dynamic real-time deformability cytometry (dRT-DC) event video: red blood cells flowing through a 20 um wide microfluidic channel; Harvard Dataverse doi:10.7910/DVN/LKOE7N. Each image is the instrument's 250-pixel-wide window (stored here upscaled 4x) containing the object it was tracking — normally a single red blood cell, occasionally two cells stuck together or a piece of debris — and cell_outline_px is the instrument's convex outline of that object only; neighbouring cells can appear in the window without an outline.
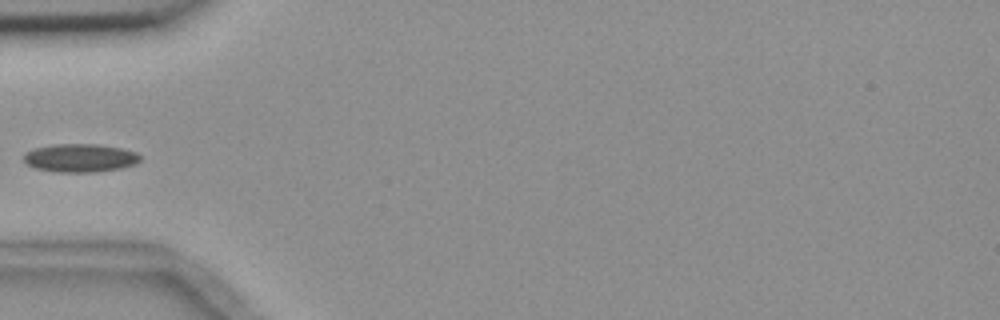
{"species": "common noctule bat (a hibernating species)", "species_latin": "Nyctalus noctula", "temperature_condition": "room temperature", "stored_images_in_passage": 1, "camera_frame_rate_fps": 3000, "um_per_image_px": 0.085, "animal": {"sex": "female", "body_mass_g": 18.4}, "frame": {"image": 1, "passage_image": 1, "time_ms": 0.0, "image_size_px": [1000, 320], "cell_outline_px": [[140, 160], [136, 164], [120, 168], [96, 172], [56, 172], [36, 168], [28, 164], [24, 160], [24, 152], [32, 148], [52, 144], [100, 144], [124, 148], [136, 152], [140, 156]], "centroid_in_image_um": [6.81, 13.41], "position_along_channel_um": 78.2, "area_um2": 19.42}}